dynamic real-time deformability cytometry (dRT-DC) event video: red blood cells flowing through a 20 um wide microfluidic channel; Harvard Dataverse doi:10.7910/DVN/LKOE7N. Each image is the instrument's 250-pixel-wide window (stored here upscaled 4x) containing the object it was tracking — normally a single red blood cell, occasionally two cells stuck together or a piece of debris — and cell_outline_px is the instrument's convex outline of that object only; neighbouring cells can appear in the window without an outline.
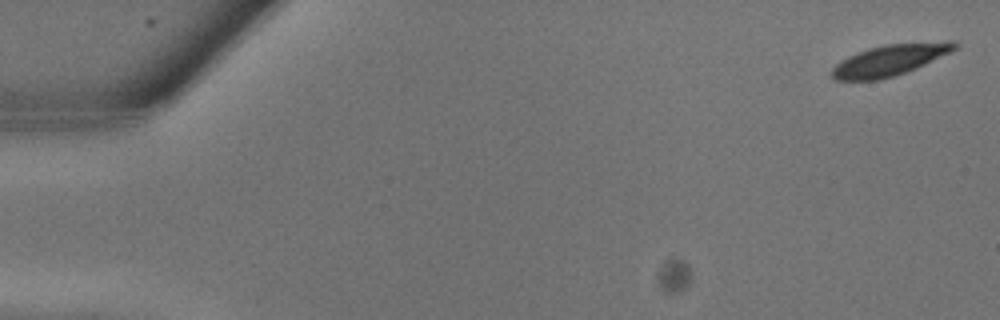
{"species": "common noctule bat (a hibernating species)", "species_latin": "Nyctalus noctula", "temperature_condition": "warm", "stored_images_in_passage": 15, "camera_frame_rate_fps": 3000, "um_per_image_px": 0.085, "animal": {"sex": "male", "body_mass_g": 13.3}, "frame": {"image": 1, "passage_image": 1, "time_ms": 0.0, "image_size_px": [1000, 320], "cell_outline_px": [[956, 48], [916, 68], [880, 80], [836, 80], [832, 76], [832, 68], [840, 60], [848, 56], [868, 48], [884, 44], [948, 40], [956, 40]], "centroid_in_image_um": [75.61, 5.09], "position_along_channel_um": 9.4, "area_um2": 22.08}}
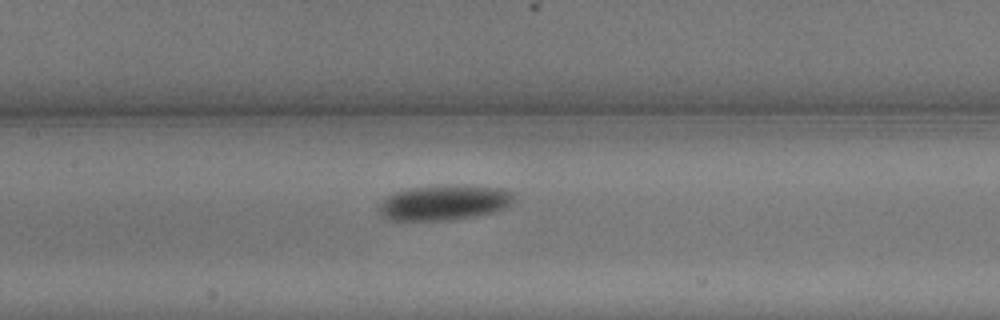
{"frame": {"image": 2, "passage_image": 13, "time_ms": 4.0, "image_size_px": [1000, 320], "cell_outline_px": [[516, 200], [504, 208], [492, 212], [472, 216], [448, 220], [384, 220], [376, 212], [380, 204], [388, 196], [396, 192], [408, 188], [444, 184], [448, 184], [500, 188], [512, 192]], "centroid_in_image_um": [37.7, 17.21], "position_along_channel_um": 169.7, "area_um2": 27.86}}
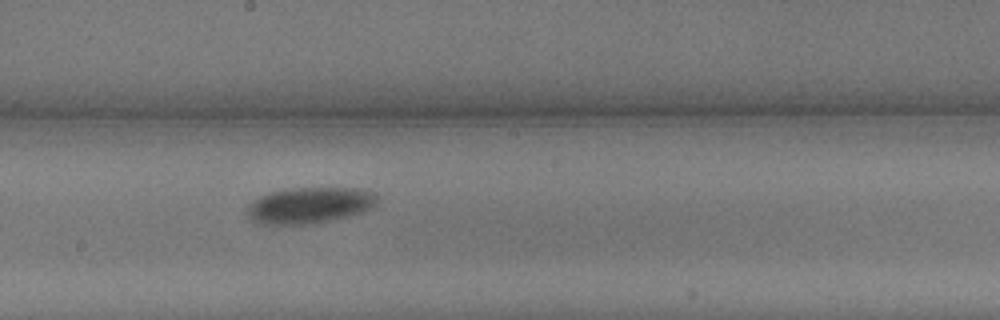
{"frame": {"image": 3, "passage_image": 15, "time_ms": 4.667, "image_size_px": [1000, 320], "cell_outline_px": [[376, 208], [348, 216], [308, 224], [256, 224], [248, 216], [248, 204], [260, 196], [272, 192], [292, 188], [364, 188], [376, 192]], "centroid_in_image_um": [26.36, 17.44], "position_along_channel_um": 221.8, "area_um2": 27.46}}